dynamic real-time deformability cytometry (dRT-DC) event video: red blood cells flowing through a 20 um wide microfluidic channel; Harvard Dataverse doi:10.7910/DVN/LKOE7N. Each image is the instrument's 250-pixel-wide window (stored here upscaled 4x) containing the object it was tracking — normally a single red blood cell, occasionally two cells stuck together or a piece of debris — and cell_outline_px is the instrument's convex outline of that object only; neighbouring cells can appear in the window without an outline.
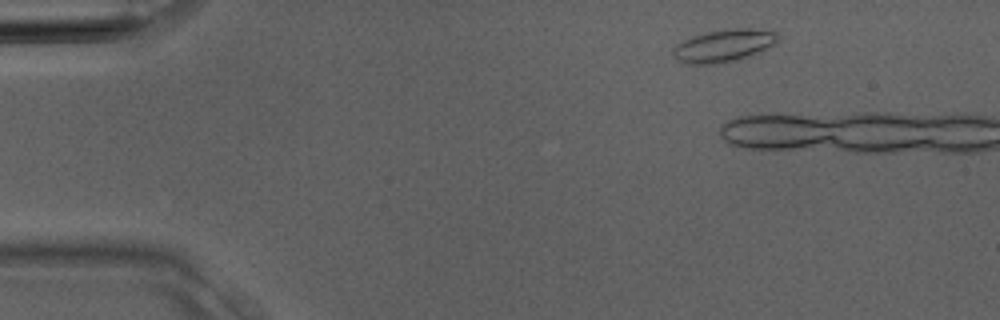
{"species": "Egyptian fruit bat (a non-hibernating species)", "species_latin": "Rousettus aegyptiacus", "temperature_condition": "room temperature", "stored_images_in_passage": 4, "camera_frame_rate_fps": 3000, "um_per_image_px": 0.085, "animal": {"sex": "male"}, "frame": {"image": 1, "passage_image": 1, "time_ms": 0.0, "image_size_px": [1000, 320], "cell_outline_px": [[780, 36], [772, 44], [752, 56], [712, 64], [692, 64], [676, 60], [672, 56], [672, 48], [676, 44], [692, 36], [708, 32], [728, 28], [748, 28], [776, 32]], "centroid_in_image_um": [61.46, 3.87], "position_along_channel_um": 23.5, "area_um2": 19.65}}